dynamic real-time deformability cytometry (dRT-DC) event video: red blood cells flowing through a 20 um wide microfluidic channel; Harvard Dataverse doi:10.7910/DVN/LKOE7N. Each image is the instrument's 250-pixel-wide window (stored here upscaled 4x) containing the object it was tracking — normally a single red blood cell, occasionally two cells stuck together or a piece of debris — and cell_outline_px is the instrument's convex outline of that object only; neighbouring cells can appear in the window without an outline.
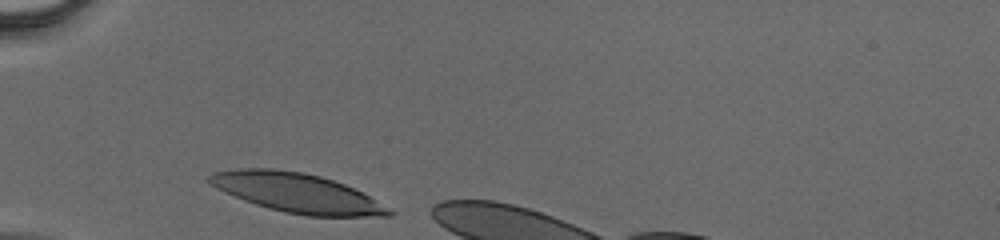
{"species": "human", "species_latin": "Homo sapiens", "temperature_condition": "cold", "stored_images_in_passage": 4, "camera_frame_rate_fps": 3000, "um_per_image_px": 0.085, "donor": {"sex": "male"}, "frame": {"image": 1, "passage_image": 1, "time_ms": 0.0, "image_size_px": [1000, 240], "cell_outline_px": [[392, 216], [308, 216], [284, 212], [268, 208], [244, 200], [224, 192], [216, 188], [208, 180], [208, 176], [212, 172], [240, 168], [272, 168], [300, 172], [320, 176], [344, 184], [368, 196], [392, 212]], "centroid_in_image_um": [25.16, 16.38], "position_along_channel_um": 59.8, "area_um2": 40.46}}